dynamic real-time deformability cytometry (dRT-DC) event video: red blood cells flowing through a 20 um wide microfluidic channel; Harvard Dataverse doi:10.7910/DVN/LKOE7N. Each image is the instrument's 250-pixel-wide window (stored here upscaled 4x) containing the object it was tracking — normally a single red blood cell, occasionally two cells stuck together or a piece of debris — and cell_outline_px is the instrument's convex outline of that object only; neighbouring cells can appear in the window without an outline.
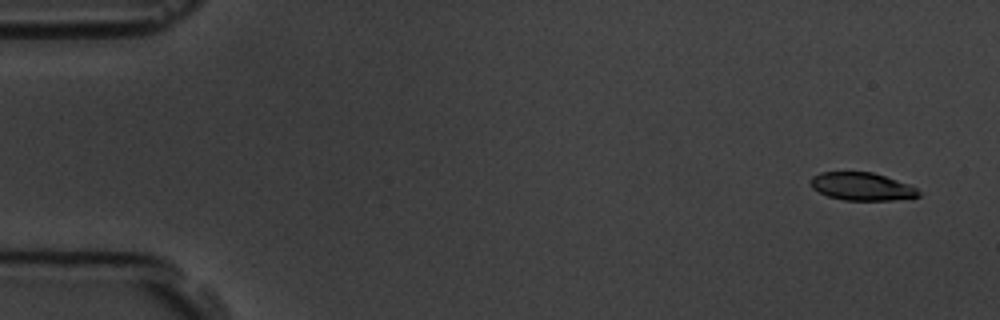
{"species": "common noctule bat (a hibernating species)", "species_latin": "Nyctalus noctula", "temperature_condition": "room temperature", "stored_images_in_passage": 5, "camera_frame_rate_fps": 3000, "um_per_image_px": 0.085, "animal": {"sex": "male", "body_mass_g": 19.5, "forearm_length_mm": 54.6}, "frame": {"image": 1, "passage_image": 1, "time_ms": 0.0, "image_size_px": [1000, 320], "cell_outline_px": [[920, 196], [892, 200], [844, 200], [828, 196], [812, 188], [812, 176], [820, 172], [872, 172], [908, 184], [916, 188], [920, 192]], "centroid_in_image_um": [73.26, 15.85], "position_along_channel_um": 11.7, "area_um2": 17.28}}
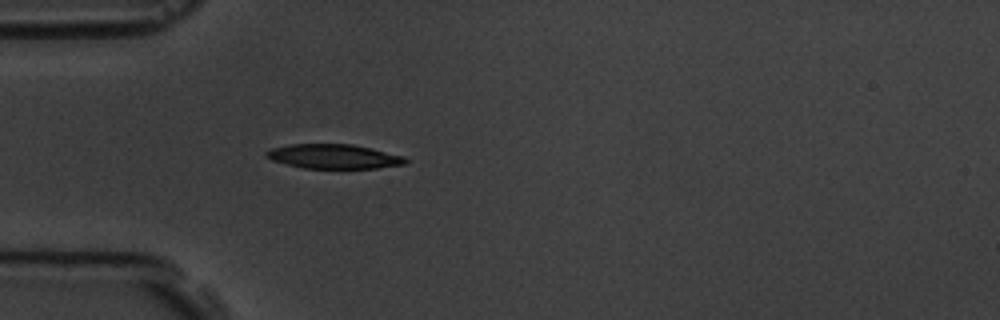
{"frame": {"image": 2, "passage_image": 5, "time_ms": 4.667, "image_size_px": [1000, 320], "cell_outline_px": [[408, 160], [404, 164], [376, 168], [304, 168], [272, 160], [264, 156], [264, 152], [272, 148], [292, 144], [352, 144], [372, 148], [404, 156]], "centroid_in_image_um": [28.37, 13.29], "position_along_channel_um": 56.6, "area_um2": 19.71}}